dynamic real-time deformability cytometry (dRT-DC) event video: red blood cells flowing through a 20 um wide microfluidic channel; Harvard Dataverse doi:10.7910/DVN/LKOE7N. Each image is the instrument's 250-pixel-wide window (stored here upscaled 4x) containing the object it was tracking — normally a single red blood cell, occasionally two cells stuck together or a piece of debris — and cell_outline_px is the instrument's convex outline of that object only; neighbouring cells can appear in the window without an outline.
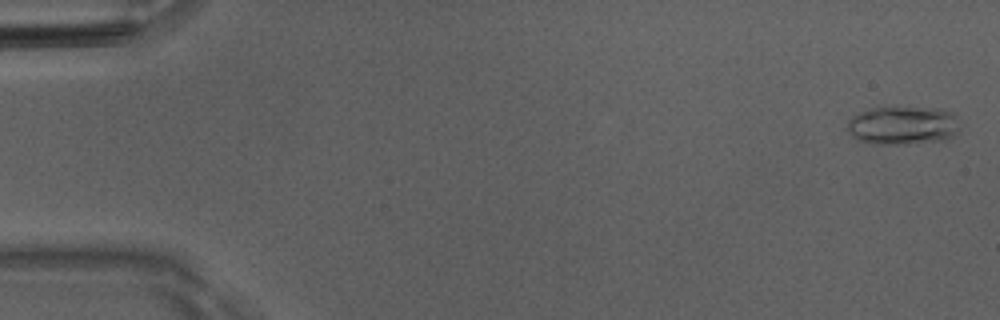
{"species": "Egyptian fruit bat (a non-hibernating species)", "species_latin": "Rousettus aegyptiacus", "temperature_condition": "room temperature", "stored_images_in_passage": 51, "camera_frame_rate_fps": 3000, "um_per_image_px": 0.085, "animal": {"sex": "male"}, "frame": {"image": 1, "passage_image": 2, "time_ms": 0.333, "image_size_px": [1000, 320], "cell_outline_px": [[960, 132], [948, 140], [904, 144], [876, 144], [860, 140], [852, 136], [848, 132], [848, 120], [852, 116], [860, 112], [872, 108], [940, 108], [952, 112], [956, 116], [960, 128]], "centroid_in_image_um": [76.8, 10.67], "position_along_channel_um": 8.2, "area_um2": 25.37}}
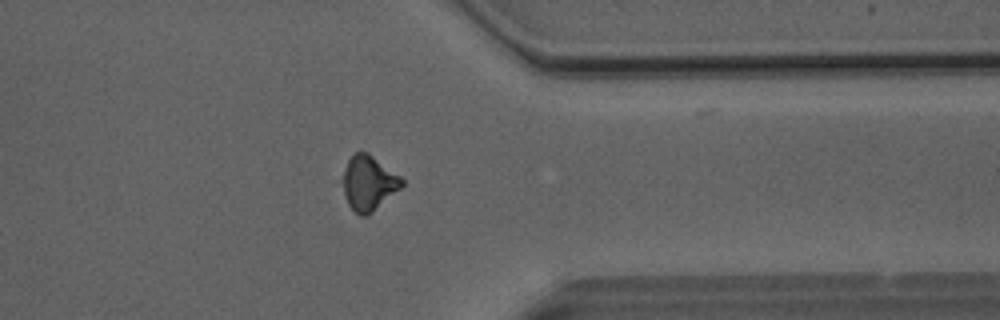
{"frame": {"image": 2, "passage_image": 41, "time_ms": 13.333, "image_size_px": [1000, 320], "cell_outline_px": [[404, 184], [400, 188], [368, 216], [360, 216], [348, 204], [344, 196], [340, 180], [344, 168], [348, 160], [356, 152], [368, 152], [400, 176], [404, 180]], "centroid_in_image_um": [31.29, 15.56], "position_along_channel_um": 380.1, "area_um2": 18.96}}
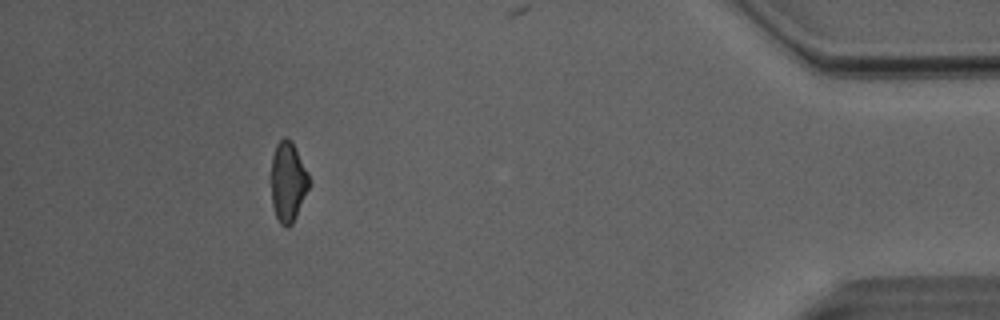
{"frame": {"image": 3, "passage_image": 47, "time_ms": 15.333, "image_size_px": [1000, 320], "cell_outline_px": [[312, 180], [296, 216], [292, 224], [288, 228], [284, 228], [280, 224], [276, 216], [272, 204], [272, 156], [276, 144], [284, 136], [292, 140]], "centroid_in_image_um": [24.5, 15.44], "position_along_channel_um": 410.7, "area_um2": 17.8}, "authors_computed_cell_mechanics": {"area_um2": 19.7098, "velocity_mm_per_s": 4.074, "shape_relaxation_time_tau1_ms": 6.5582, "shape_relaxation_time_tau2_ms": 3.9813, "deformation_change_tau1": 0.1446, "deformation_change_tau2": 0.0323}}